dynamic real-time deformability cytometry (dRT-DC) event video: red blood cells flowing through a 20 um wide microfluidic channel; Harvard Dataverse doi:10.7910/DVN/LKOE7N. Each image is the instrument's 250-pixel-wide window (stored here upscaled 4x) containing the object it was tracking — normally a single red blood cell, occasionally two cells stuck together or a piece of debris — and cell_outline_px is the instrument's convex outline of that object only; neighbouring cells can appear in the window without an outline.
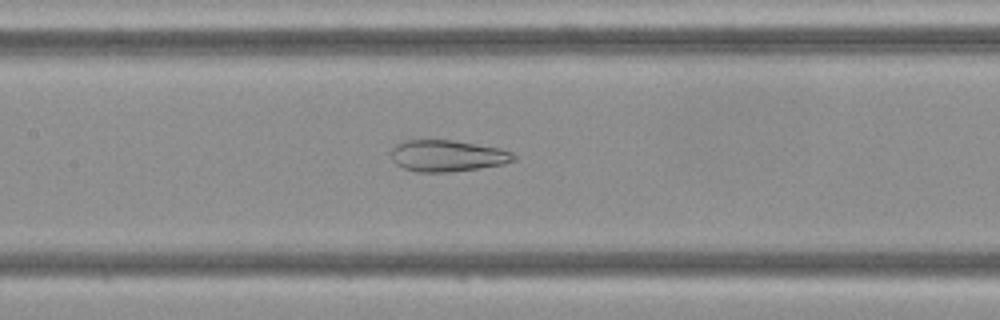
{"species": "Egyptian fruit bat (a non-hibernating species)", "species_latin": "Rousettus aegyptiacus", "temperature_condition": "cold", "stored_images_in_passage": 48, "camera_frame_rate_fps": 3000, "um_per_image_px": 0.085, "frame": {"image": 1, "passage_image": 22, "time_ms": 7.0, "image_size_px": [1000, 320], "cell_outline_px": [[520, 156], [516, 160], [504, 164], [480, 168], [448, 172], [416, 172], [404, 168], [396, 164], [392, 160], [392, 148], [396, 144], [404, 140], [452, 140], [500, 148], [512, 152]], "centroid_in_image_um": [38.06, 13.24], "position_along_channel_um": 169.3, "area_um2": 22.66}}
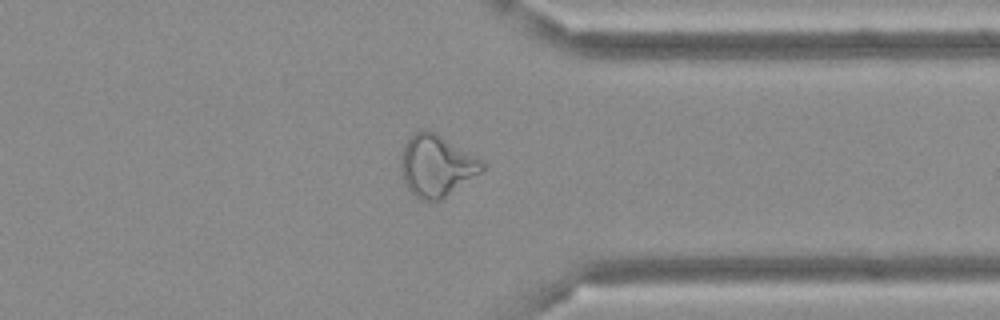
{"frame": {"image": 2, "passage_image": 37, "time_ms": 12.0, "image_size_px": [1000, 320], "cell_outline_px": [[488, 168], [440, 200], [420, 200], [408, 188], [404, 180], [400, 168], [400, 156], [404, 144], [420, 128], [424, 128], [436, 132], [484, 160], [488, 164]], "centroid_in_image_um": [37.14, 14.05], "position_along_channel_um": 374.3, "area_um2": 29.54}}
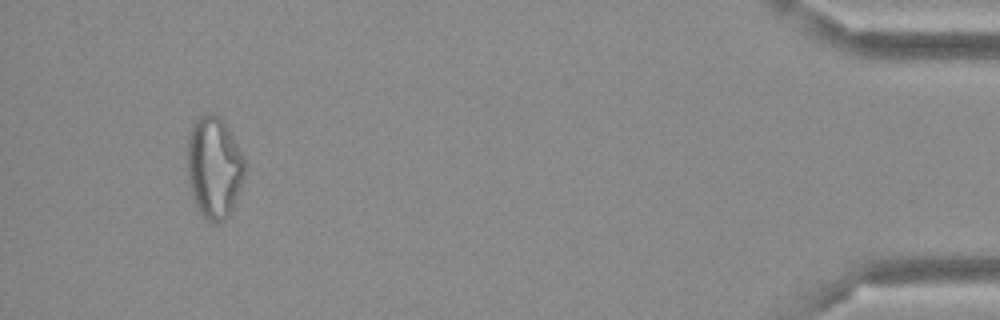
{"frame": {"image": 3, "passage_image": 45, "time_ms": 14.667, "image_size_px": [1000, 320], "cell_outline_px": [[248, 164], [232, 212], [224, 220], [216, 224], [208, 220], [196, 208], [192, 196], [188, 180], [188, 136], [192, 124], [200, 112], [212, 112], [220, 116], [224, 120], [232, 132]], "centroid_in_image_um": [18.22, 14.17], "position_along_channel_um": 417.0, "area_um2": 35.03}}